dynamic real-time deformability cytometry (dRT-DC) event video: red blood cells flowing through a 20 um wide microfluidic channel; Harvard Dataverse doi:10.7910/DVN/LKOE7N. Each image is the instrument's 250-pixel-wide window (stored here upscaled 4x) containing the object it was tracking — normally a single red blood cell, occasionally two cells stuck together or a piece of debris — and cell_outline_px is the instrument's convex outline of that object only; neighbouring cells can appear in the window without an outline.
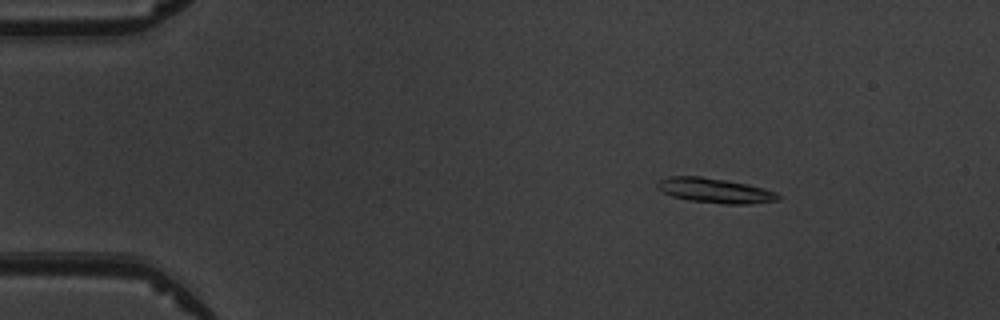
{"species": "common noctule bat (a hibernating species)", "species_latin": "Nyctalus noctula", "temperature_condition": "warm", "stored_images_in_passage": 6, "camera_frame_rate_fps": 3000, "um_per_image_px": 0.085, "animal": {"sex": "male", "body_mass_g": 19.5, "forearm_length_mm": 54.6}, "frame": {"image": 1, "passage_image": 3, "time_ms": 2.333, "image_size_px": [1000, 320], "cell_outline_px": [[780, 200], [752, 204], [724, 204], [688, 200], [672, 196], [656, 188], [656, 184], [660, 180], [668, 176], [700, 176], [728, 180], [748, 184], [764, 188], [776, 192], [780, 196]], "centroid_in_image_um": [60.79, 16.19], "position_along_channel_um": 24.2, "area_um2": 17.63}}
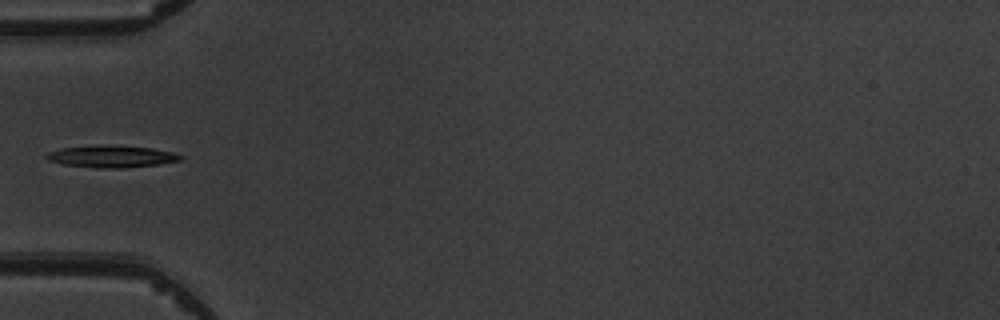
{"frame": {"image": 2, "passage_image": 6, "time_ms": 5.667, "image_size_px": [1000, 320], "cell_outline_px": [[184, 156], [180, 160], [156, 164], [124, 168], [96, 168], [64, 164], [48, 160], [44, 156], [48, 152], [60, 148], [100, 144], [152, 148], [172, 152]], "centroid_in_image_um": [9.43, 13.29], "position_along_channel_um": 75.6, "area_um2": 17.17}}